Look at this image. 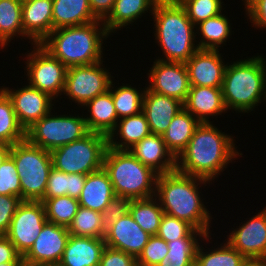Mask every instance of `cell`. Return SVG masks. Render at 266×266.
I'll list each match as a JSON object with an SVG mask.
<instances>
[{
	"mask_svg": "<svg viewBox=\"0 0 266 266\" xmlns=\"http://www.w3.org/2000/svg\"><path fill=\"white\" fill-rule=\"evenodd\" d=\"M50 111L26 130V139L47 151L69 144L90 133L84 115H55Z\"/></svg>",
	"mask_w": 266,
	"mask_h": 266,
	"instance_id": "9c48e42d",
	"label": "cell"
},
{
	"mask_svg": "<svg viewBox=\"0 0 266 266\" xmlns=\"http://www.w3.org/2000/svg\"><path fill=\"white\" fill-rule=\"evenodd\" d=\"M26 139V131L20 125L12 102L0 88V143L13 145Z\"/></svg>",
	"mask_w": 266,
	"mask_h": 266,
	"instance_id": "8d00e7d4",
	"label": "cell"
},
{
	"mask_svg": "<svg viewBox=\"0 0 266 266\" xmlns=\"http://www.w3.org/2000/svg\"><path fill=\"white\" fill-rule=\"evenodd\" d=\"M69 237L68 227L47 221L33 246L23 256L25 265L58 266Z\"/></svg>",
	"mask_w": 266,
	"mask_h": 266,
	"instance_id": "4fadbf2b",
	"label": "cell"
},
{
	"mask_svg": "<svg viewBox=\"0 0 266 266\" xmlns=\"http://www.w3.org/2000/svg\"><path fill=\"white\" fill-rule=\"evenodd\" d=\"M183 108L181 101L152 92L146 87L142 112L147 118L151 133L162 135L175 115Z\"/></svg>",
	"mask_w": 266,
	"mask_h": 266,
	"instance_id": "44dd1931",
	"label": "cell"
},
{
	"mask_svg": "<svg viewBox=\"0 0 266 266\" xmlns=\"http://www.w3.org/2000/svg\"><path fill=\"white\" fill-rule=\"evenodd\" d=\"M155 31V41L162 49L163 56L157 60L186 63L199 49L196 26L188 18L179 2L159 0L151 14ZM196 44V45H195Z\"/></svg>",
	"mask_w": 266,
	"mask_h": 266,
	"instance_id": "277c9868",
	"label": "cell"
},
{
	"mask_svg": "<svg viewBox=\"0 0 266 266\" xmlns=\"http://www.w3.org/2000/svg\"><path fill=\"white\" fill-rule=\"evenodd\" d=\"M107 147L106 135L90 132L80 140L52 150L53 167L66 174L88 175L103 168Z\"/></svg>",
	"mask_w": 266,
	"mask_h": 266,
	"instance_id": "ba28073f",
	"label": "cell"
},
{
	"mask_svg": "<svg viewBox=\"0 0 266 266\" xmlns=\"http://www.w3.org/2000/svg\"><path fill=\"white\" fill-rule=\"evenodd\" d=\"M115 196L112 183L104 168L86 175L78 199L79 205L101 213Z\"/></svg>",
	"mask_w": 266,
	"mask_h": 266,
	"instance_id": "cb8c5ba5",
	"label": "cell"
},
{
	"mask_svg": "<svg viewBox=\"0 0 266 266\" xmlns=\"http://www.w3.org/2000/svg\"><path fill=\"white\" fill-rule=\"evenodd\" d=\"M246 15L255 28L266 29V0H242Z\"/></svg>",
	"mask_w": 266,
	"mask_h": 266,
	"instance_id": "7dc6e473",
	"label": "cell"
},
{
	"mask_svg": "<svg viewBox=\"0 0 266 266\" xmlns=\"http://www.w3.org/2000/svg\"><path fill=\"white\" fill-rule=\"evenodd\" d=\"M151 235L145 232L128 212L106 227V246L138 258Z\"/></svg>",
	"mask_w": 266,
	"mask_h": 266,
	"instance_id": "ac0fdd59",
	"label": "cell"
},
{
	"mask_svg": "<svg viewBox=\"0 0 266 266\" xmlns=\"http://www.w3.org/2000/svg\"><path fill=\"white\" fill-rule=\"evenodd\" d=\"M129 213L145 232L157 235L164 211L155 196L131 200Z\"/></svg>",
	"mask_w": 266,
	"mask_h": 266,
	"instance_id": "1f68e13d",
	"label": "cell"
},
{
	"mask_svg": "<svg viewBox=\"0 0 266 266\" xmlns=\"http://www.w3.org/2000/svg\"><path fill=\"white\" fill-rule=\"evenodd\" d=\"M103 21L54 29L40 45L67 68L103 60V41L108 38Z\"/></svg>",
	"mask_w": 266,
	"mask_h": 266,
	"instance_id": "3957f363",
	"label": "cell"
},
{
	"mask_svg": "<svg viewBox=\"0 0 266 266\" xmlns=\"http://www.w3.org/2000/svg\"><path fill=\"white\" fill-rule=\"evenodd\" d=\"M128 151L158 175L176 170V158L166 148L162 135L150 133Z\"/></svg>",
	"mask_w": 266,
	"mask_h": 266,
	"instance_id": "ffe728a7",
	"label": "cell"
},
{
	"mask_svg": "<svg viewBox=\"0 0 266 266\" xmlns=\"http://www.w3.org/2000/svg\"><path fill=\"white\" fill-rule=\"evenodd\" d=\"M103 62L68 67L63 94L83 107L89 100L106 93L113 76L109 69L103 68Z\"/></svg>",
	"mask_w": 266,
	"mask_h": 266,
	"instance_id": "8fae6325",
	"label": "cell"
},
{
	"mask_svg": "<svg viewBox=\"0 0 266 266\" xmlns=\"http://www.w3.org/2000/svg\"><path fill=\"white\" fill-rule=\"evenodd\" d=\"M183 106L200 123H212L209 119L211 116L227 112L221 88L208 86H190Z\"/></svg>",
	"mask_w": 266,
	"mask_h": 266,
	"instance_id": "7402d4cb",
	"label": "cell"
},
{
	"mask_svg": "<svg viewBox=\"0 0 266 266\" xmlns=\"http://www.w3.org/2000/svg\"><path fill=\"white\" fill-rule=\"evenodd\" d=\"M104 238L70 235L58 266H99Z\"/></svg>",
	"mask_w": 266,
	"mask_h": 266,
	"instance_id": "603a6c76",
	"label": "cell"
},
{
	"mask_svg": "<svg viewBox=\"0 0 266 266\" xmlns=\"http://www.w3.org/2000/svg\"><path fill=\"white\" fill-rule=\"evenodd\" d=\"M11 146L5 143H0V166L4 160L10 155Z\"/></svg>",
	"mask_w": 266,
	"mask_h": 266,
	"instance_id": "f907efd6",
	"label": "cell"
},
{
	"mask_svg": "<svg viewBox=\"0 0 266 266\" xmlns=\"http://www.w3.org/2000/svg\"><path fill=\"white\" fill-rule=\"evenodd\" d=\"M10 156L16 164L20 178L21 199L42 201L53 167L51 152L24 139L11 145Z\"/></svg>",
	"mask_w": 266,
	"mask_h": 266,
	"instance_id": "52a82bcc",
	"label": "cell"
},
{
	"mask_svg": "<svg viewBox=\"0 0 266 266\" xmlns=\"http://www.w3.org/2000/svg\"><path fill=\"white\" fill-rule=\"evenodd\" d=\"M179 3L195 26L201 21L217 16L224 10L222 0H180Z\"/></svg>",
	"mask_w": 266,
	"mask_h": 266,
	"instance_id": "60d3db41",
	"label": "cell"
},
{
	"mask_svg": "<svg viewBox=\"0 0 266 266\" xmlns=\"http://www.w3.org/2000/svg\"><path fill=\"white\" fill-rule=\"evenodd\" d=\"M46 222L42 201H22L5 236L15 246L16 251L24 256L33 246Z\"/></svg>",
	"mask_w": 266,
	"mask_h": 266,
	"instance_id": "7c38bea8",
	"label": "cell"
},
{
	"mask_svg": "<svg viewBox=\"0 0 266 266\" xmlns=\"http://www.w3.org/2000/svg\"><path fill=\"white\" fill-rule=\"evenodd\" d=\"M219 50L198 49L186 61L190 86L222 87L227 64Z\"/></svg>",
	"mask_w": 266,
	"mask_h": 266,
	"instance_id": "e0dca14e",
	"label": "cell"
},
{
	"mask_svg": "<svg viewBox=\"0 0 266 266\" xmlns=\"http://www.w3.org/2000/svg\"><path fill=\"white\" fill-rule=\"evenodd\" d=\"M17 35L26 39L22 27V0H0V49L6 48Z\"/></svg>",
	"mask_w": 266,
	"mask_h": 266,
	"instance_id": "4dcf8cb0",
	"label": "cell"
},
{
	"mask_svg": "<svg viewBox=\"0 0 266 266\" xmlns=\"http://www.w3.org/2000/svg\"><path fill=\"white\" fill-rule=\"evenodd\" d=\"M52 2L53 30L97 21L91 11L89 0H52Z\"/></svg>",
	"mask_w": 266,
	"mask_h": 266,
	"instance_id": "f1b7e54d",
	"label": "cell"
},
{
	"mask_svg": "<svg viewBox=\"0 0 266 266\" xmlns=\"http://www.w3.org/2000/svg\"><path fill=\"white\" fill-rule=\"evenodd\" d=\"M0 195L18 196L21 198L20 178L16 164L10 155L0 166Z\"/></svg>",
	"mask_w": 266,
	"mask_h": 266,
	"instance_id": "b9f144b4",
	"label": "cell"
},
{
	"mask_svg": "<svg viewBox=\"0 0 266 266\" xmlns=\"http://www.w3.org/2000/svg\"><path fill=\"white\" fill-rule=\"evenodd\" d=\"M52 0L22 1V27L29 43L40 44L52 31Z\"/></svg>",
	"mask_w": 266,
	"mask_h": 266,
	"instance_id": "d6986e66",
	"label": "cell"
},
{
	"mask_svg": "<svg viewBox=\"0 0 266 266\" xmlns=\"http://www.w3.org/2000/svg\"><path fill=\"white\" fill-rule=\"evenodd\" d=\"M148 71L147 88L165 96L177 99L183 104L190 90V82L184 63L155 60ZM150 72V73H149Z\"/></svg>",
	"mask_w": 266,
	"mask_h": 266,
	"instance_id": "5bb4252c",
	"label": "cell"
},
{
	"mask_svg": "<svg viewBox=\"0 0 266 266\" xmlns=\"http://www.w3.org/2000/svg\"><path fill=\"white\" fill-rule=\"evenodd\" d=\"M26 54L27 83L57 99L65 87L67 67L53 57L40 44H34L33 51Z\"/></svg>",
	"mask_w": 266,
	"mask_h": 266,
	"instance_id": "30bf717a",
	"label": "cell"
},
{
	"mask_svg": "<svg viewBox=\"0 0 266 266\" xmlns=\"http://www.w3.org/2000/svg\"><path fill=\"white\" fill-rule=\"evenodd\" d=\"M210 237H184L168 242V253L156 266H195L199 239L207 242L212 239Z\"/></svg>",
	"mask_w": 266,
	"mask_h": 266,
	"instance_id": "836d02e7",
	"label": "cell"
},
{
	"mask_svg": "<svg viewBox=\"0 0 266 266\" xmlns=\"http://www.w3.org/2000/svg\"><path fill=\"white\" fill-rule=\"evenodd\" d=\"M111 81L109 91L112 94V100L115 106V110L118 116V119L134 116L142 112L143 107V97L146 90L145 88L137 89L131 85L125 83L119 87H115ZM115 87V89H114Z\"/></svg>",
	"mask_w": 266,
	"mask_h": 266,
	"instance_id": "e575fe53",
	"label": "cell"
},
{
	"mask_svg": "<svg viewBox=\"0 0 266 266\" xmlns=\"http://www.w3.org/2000/svg\"><path fill=\"white\" fill-rule=\"evenodd\" d=\"M157 236L167 243L184 237H205L206 235L195 229L187 221L168 214H163Z\"/></svg>",
	"mask_w": 266,
	"mask_h": 266,
	"instance_id": "ab89813d",
	"label": "cell"
},
{
	"mask_svg": "<svg viewBox=\"0 0 266 266\" xmlns=\"http://www.w3.org/2000/svg\"><path fill=\"white\" fill-rule=\"evenodd\" d=\"M86 181V175L66 174L52 167L47 182L44 198H53L68 195L79 199Z\"/></svg>",
	"mask_w": 266,
	"mask_h": 266,
	"instance_id": "d6a6232c",
	"label": "cell"
},
{
	"mask_svg": "<svg viewBox=\"0 0 266 266\" xmlns=\"http://www.w3.org/2000/svg\"><path fill=\"white\" fill-rule=\"evenodd\" d=\"M22 201L18 196L0 195V235L8 232L11 220Z\"/></svg>",
	"mask_w": 266,
	"mask_h": 266,
	"instance_id": "f6af8a7d",
	"label": "cell"
},
{
	"mask_svg": "<svg viewBox=\"0 0 266 266\" xmlns=\"http://www.w3.org/2000/svg\"><path fill=\"white\" fill-rule=\"evenodd\" d=\"M207 183L212 182L174 170L157 176L155 197L165 214L187 221L195 229L210 235L212 216L199 191L202 184L207 186Z\"/></svg>",
	"mask_w": 266,
	"mask_h": 266,
	"instance_id": "7a4b0ae2",
	"label": "cell"
},
{
	"mask_svg": "<svg viewBox=\"0 0 266 266\" xmlns=\"http://www.w3.org/2000/svg\"><path fill=\"white\" fill-rule=\"evenodd\" d=\"M232 135L212 123H200L187 147L176 158V170L183 174L215 181L239 153Z\"/></svg>",
	"mask_w": 266,
	"mask_h": 266,
	"instance_id": "6da1fadb",
	"label": "cell"
},
{
	"mask_svg": "<svg viewBox=\"0 0 266 266\" xmlns=\"http://www.w3.org/2000/svg\"><path fill=\"white\" fill-rule=\"evenodd\" d=\"M85 106L88 107L87 111L89 112V116L88 114L84 116L88 130L108 136L119 120L111 92L108 90L106 93L96 96L82 108Z\"/></svg>",
	"mask_w": 266,
	"mask_h": 266,
	"instance_id": "484cf974",
	"label": "cell"
},
{
	"mask_svg": "<svg viewBox=\"0 0 266 266\" xmlns=\"http://www.w3.org/2000/svg\"><path fill=\"white\" fill-rule=\"evenodd\" d=\"M199 125L200 122L185 108L181 109L172 119L162 137L166 148L175 158L187 147Z\"/></svg>",
	"mask_w": 266,
	"mask_h": 266,
	"instance_id": "83f0119b",
	"label": "cell"
},
{
	"mask_svg": "<svg viewBox=\"0 0 266 266\" xmlns=\"http://www.w3.org/2000/svg\"><path fill=\"white\" fill-rule=\"evenodd\" d=\"M265 60L258 55L227 63L221 87L227 111L249 113L266 100Z\"/></svg>",
	"mask_w": 266,
	"mask_h": 266,
	"instance_id": "5b68a950",
	"label": "cell"
},
{
	"mask_svg": "<svg viewBox=\"0 0 266 266\" xmlns=\"http://www.w3.org/2000/svg\"><path fill=\"white\" fill-rule=\"evenodd\" d=\"M202 246L204 245L197 247L195 266H245L249 261L227 242H224L223 246L220 244V247L214 250L208 248V251Z\"/></svg>",
	"mask_w": 266,
	"mask_h": 266,
	"instance_id": "d590c367",
	"label": "cell"
},
{
	"mask_svg": "<svg viewBox=\"0 0 266 266\" xmlns=\"http://www.w3.org/2000/svg\"><path fill=\"white\" fill-rule=\"evenodd\" d=\"M229 21L224 13H220L197 24L195 29L198 35L196 36L202 35L201 39L199 37V44L197 43L199 49L218 50L222 47L221 45L225 44L232 35Z\"/></svg>",
	"mask_w": 266,
	"mask_h": 266,
	"instance_id": "f546056e",
	"label": "cell"
},
{
	"mask_svg": "<svg viewBox=\"0 0 266 266\" xmlns=\"http://www.w3.org/2000/svg\"><path fill=\"white\" fill-rule=\"evenodd\" d=\"M0 266H26L25 262H7L1 263Z\"/></svg>",
	"mask_w": 266,
	"mask_h": 266,
	"instance_id": "f5cc1de1",
	"label": "cell"
},
{
	"mask_svg": "<svg viewBox=\"0 0 266 266\" xmlns=\"http://www.w3.org/2000/svg\"><path fill=\"white\" fill-rule=\"evenodd\" d=\"M245 266H266V260H249Z\"/></svg>",
	"mask_w": 266,
	"mask_h": 266,
	"instance_id": "816d5d0a",
	"label": "cell"
},
{
	"mask_svg": "<svg viewBox=\"0 0 266 266\" xmlns=\"http://www.w3.org/2000/svg\"><path fill=\"white\" fill-rule=\"evenodd\" d=\"M68 232L73 236L104 238L106 228L102 224L101 213L80 206L68 226Z\"/></svg>",
	"mask_w": 266,
	"mask_h": 266,
	"instance_id": "74e56055",
	"label": "cell"
},
{
	"mask_svg": "<svg viewBox=\"0 0 266 266\" xmlns=\"http://www.w3.org/2000/svg\"><path fill=\"white\" fill-rule=\"evenodd\" d=\"M167 253V242L157 235H153L137 258L138 266H156Z\"/></svg>",
	"mask_w": 266,
	"mask_h": 266,
	"instance_id": "7bdbcfd3",
	"label": "cell"
},
{
	"mask_svg": "<svg viewBox=\"0 0 266 266\" xmlns=\"http://www.w3.org/2000/svg\"><path fill=\"white\" fill-rule=\"evenodd\" d=\"M7 262H24V258L5 235H0V264Z\"/></svg>",
	"mask_w": 266,
	"mask_h": 266,
	"instance_id": "c3c4849f",
	"label": "cell"
},
{
	"mask_svg": "<svg viewBox=\"0 0 266 266\" xmlns=\"http://www.w3.org/2000/svg\"><path fill=\"white\" fill-rule=\"evenodd\" d=\"M99 266H138L137 258L124 251L105 246Z\"/></svg>",
	"mask_w": 266,
	"mask_h": 266,
	"instance_id": "bcb514c9",
	"label": "cell"
},
{
	"mask_svg": "<svg viewBox=\"0 0 266 266\" xmlns=\"http://www.w3.org/2000/svg\"><path fill=\"white\" fill-rule=\"evenodd\" d=\"M131 199L122 196H114L107 207L101 212L102 224L108 227L129 212Z\"/></svg>",
	"mask_w": 266,
	"mask_h": 266,
	"instance_id": "ee69618b",
	"label": "cell"
},
{
	"mask_svg": "<svg viewBox=\"0 0 266 266\" xmlns=\"http://www.w3.org/2000/svg\"><path fill=\"white\" fill-rule=\"evenodd\" d=\"M150 133L148 121L143 112L134 116L123 117L118 120L115 128L107 136L108 147L128 150Z\"/></svg>",
	"mask_w": 266,
	"mask_h": 266,
	"instance_id": "d4e9b609",
	"label": "cell"
},
{
	"mask_svg": "<svg viewBox=\"0 0 266 266\" xmlns=\"http://www.w3.org/2000/svg\"><path fill=\"white\" fill-rule=\"evenodd\" d=\"M103 168L108 173L116 196L131 200L155 196L158 174L128 150L107 147Z\"/></svg>",
	"mask_w": 266,
	"mask_h": 266,
	"instance_id": "8992f818",
	"label": "cell"
},
{
	"mask_svg": "<svg viewBox=\"0 0 266 266\" xmlns=\"http://www.w3.org/2000/svg\"><path fill=\"white\" fill-rule=\"evenodd\" d=\"M42 202L45 207L47 221L65 227L72 223L80 207L79 201L68 195L44 198Z\"/></svg>",
	"mask_w": 266,
	"mask_h": 266,
	"instance_id": "f35d334b",
	"label": "cell"
},
{
	"mask_svg": "<svg viewBox=\"0 0 266 266\" xmlns=\"http://www.w3.org/2000/svg\"><path fill=\"white\" fill-rule=\"evenodd\" d=\"M159 0H115L109 16L103 21L107 31L112 35L115 31L132 25L147 12L153 13ZM149 10V11H148Z\"/></svg>",
	"mask_w": 266,
	"mask_h": 266,
	"instance_id": "4316f807",
	"label": "cell"
},
{
	"mask_svg": "<svg viewBox=\"0 0 266 266\" xmlns=\"http://www.w3.org/2000/svg\"><path fill=\"white\" fill-rule=\"evenodd\" d=\"M0 87L10 98L17 119L25 131L52 111L54 106L52 102L56 101L49 94L31 87L29 84L17 90L5 86Z\"/></svg>",
	"mask_w": 266,
	"mask_h": 266,
	"instance_id": "2e32d148",
	"label": "cell"
},
{
	"mask_svg": "<svg viewBox=\"0 0 266 266\" xmlns=\"http://www.w3.org/2000/svg\"><path fill=\"white\" fill-rule=\"evenodd\" d=\"M115 0H89V5L94 17L104 21L111 13Z\"/></svg>",
	"mask_w": 266,
	"mask_h": 266,
	"instance_id": "681fc988",
	"label": "cell"
},
{
	"mask_svg": "<svg viewBox=\"0 0 266 266\" xmlns=\"http://www.w3.org/2000/svg\"><path fill=\"white\" fill-rule=\"evenodd\" d=\"M227 235V243L248 260H266V208Z\"/></svg>",
	"mask_w": 266,
	"mask_h": 266,
	"instance_id": "9a60e30c",
	"label": "cell"
}]
</instances>
